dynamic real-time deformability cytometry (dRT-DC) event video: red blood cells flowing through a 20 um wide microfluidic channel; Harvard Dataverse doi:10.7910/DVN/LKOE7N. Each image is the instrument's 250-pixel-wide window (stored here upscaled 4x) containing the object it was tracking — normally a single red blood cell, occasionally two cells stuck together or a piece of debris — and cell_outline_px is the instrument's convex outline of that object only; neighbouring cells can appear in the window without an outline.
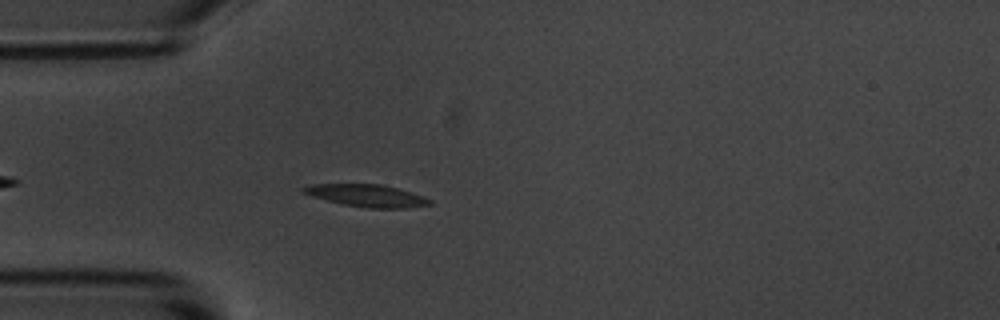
{"species": "common noctule bat (a hibernating species)", "species_latin": "Nyctalus noctula", "temperature_condition": "room temperature", "stored_images_in_passage": 5, "camera_frame_rate_fps": 3000, "um_per_image_px": 0.085, "animal": {"sex": "male", "body_mass_g": 20.1, "forearm_length_mm": 53.5}, "frame": {"image": 1, "passage_image": 5, "time_ms": 4.667, "image_size_px": [1000, 320], "cell_outline_px": [[432, 204], [408, 208], [368, 208], [344, 204], [312, 196], [300, 192], [300, 188], [312, 184], [380, 184], [412, 192], [424, 196], [432, 200]], "centroid_in_image_um": [31.19, 16.62], "position_along_channel_um": 53.8, "area_um2": 16.36}}